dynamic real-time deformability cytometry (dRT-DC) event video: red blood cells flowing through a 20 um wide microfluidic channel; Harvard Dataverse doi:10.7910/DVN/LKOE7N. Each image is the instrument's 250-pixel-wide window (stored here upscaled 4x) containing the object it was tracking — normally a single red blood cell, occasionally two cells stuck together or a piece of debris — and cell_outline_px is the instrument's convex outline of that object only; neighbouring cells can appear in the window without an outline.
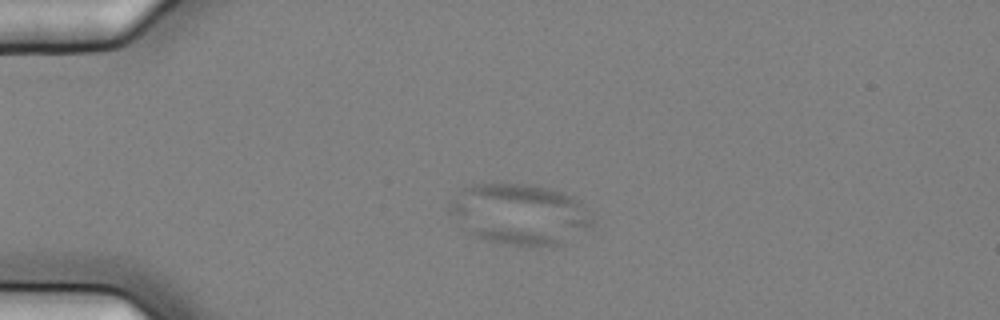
{"species": "common noctule bat (a hibernating species)", "species_latin": "Nyctalus noctula", "temperature_condition": "cold", "stored_images_in_passage": 8, "camera_frame_rate_fps": 3000, "um_per_image_px": 0.085, "animal": {"sex": "female", "body_mass_g": 25.1}, "frame": {"image": 1, "passage_image": 6, "time_ms": 1.667, "image_size_px": [1000, 320], "cell_outline_px": [[592, 224], [564, 244], [512, 244], [488, 240], [468, 232], [448, 212], [448, 200], [464, 188], [472, 184], [536, 184], [552, 188], [564, 192], [572, 196], [592, 216]], "centroid_in_image_um": [44.13, 18.16], "position_along_channel_um": 40.9, "area_um2": 49.94}}
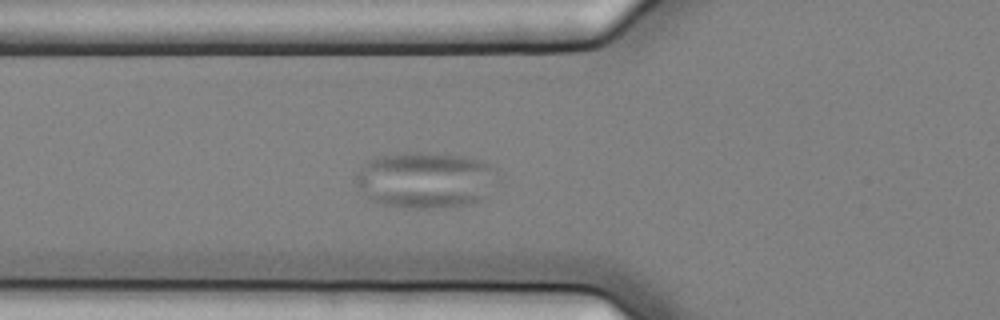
{"frame": {"image": 2, "passage_image": 8, "time_ms": 2.333, "image_size_px": [1000, 320], "cell_outline_px": [[496, 172], [480, 200], [472, 204], [448, 208], [408, 208], [384, 204], [368, 200], [356, 184], [356, 172], [364, 164], [380, 156], [416, 152], [420, 152], [464, 156], [484, 160], [496, 168]], "centroid_in_image_um": [36.12, 15.31], "position_along_channel_um": 89.7, "area_um2": 46.07}}